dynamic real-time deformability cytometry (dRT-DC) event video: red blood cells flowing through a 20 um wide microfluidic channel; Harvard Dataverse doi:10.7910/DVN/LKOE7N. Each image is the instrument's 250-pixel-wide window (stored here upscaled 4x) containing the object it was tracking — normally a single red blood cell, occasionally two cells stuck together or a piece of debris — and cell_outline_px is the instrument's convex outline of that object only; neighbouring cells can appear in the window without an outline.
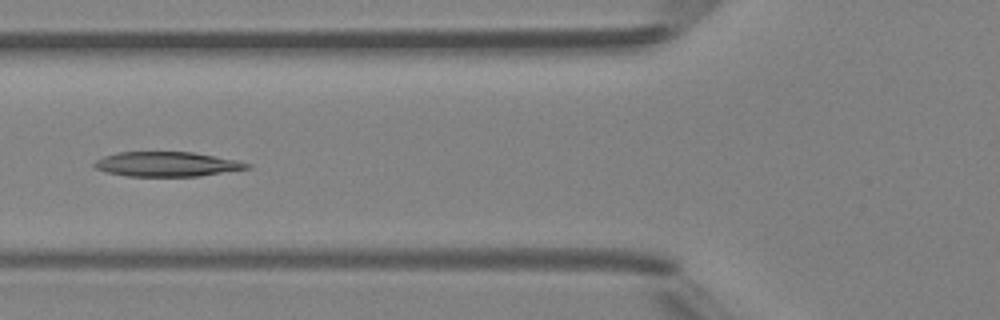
{"species": "Egyptian fruit bat (a non-hibernating species)", "species_latin": "Rousettus aegyptiacus", "temperature_condition": "room temperature", "stored_images_in_passage": 5, "camera_frame_rate_fps": 3000, "um_per_image_px": 0.085, "animal": {"sex": "female"}, "frame": {"image": 1, "passage_image": 5, "time_ms": 4.333, "image_size_px": [1000, 320], "cell_outline_px": [[252, 168], [200, 176], [128, 176], [104, 172], [96, 168], [92, 164], [96, 160], [104, 156], [116, 152], [192, 152], [236, 160], [252, 164]], "centroid_in_image_um": [14.18, 13.96], "position_along_channel_um": 111.6, "area_um2": 22.02}}